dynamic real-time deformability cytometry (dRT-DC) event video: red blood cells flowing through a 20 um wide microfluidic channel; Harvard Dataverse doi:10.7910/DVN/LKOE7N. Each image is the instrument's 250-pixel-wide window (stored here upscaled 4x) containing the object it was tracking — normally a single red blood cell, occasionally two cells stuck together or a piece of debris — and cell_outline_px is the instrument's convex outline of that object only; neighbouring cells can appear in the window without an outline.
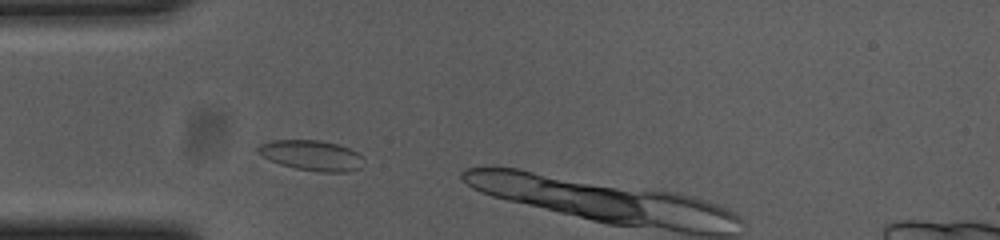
{"species": "common noctule bat (a hibernating species)", "species_latin": "Nyctalus noctula", "temperature_condition": "cold", "stored_images_in_passage": 10, "camera_frame_rate_fps": 3000, "um_per_image_px": 0.085, "animal": {"sex": "female", "body_mass_g": 23.0, "forearm_length_mm": 53.4}, "frame": {"image": 1, "passage_image": 4, "time_ms": 1.0, "image_size_px": [1000, 240], "cell_outline_px": [[360, 168], [348, 172], [320, 172], [296, 168], [280, 164], [264, 156], [256, 148], [260, 144], [272, 140], [320, 140], [336, 144], [348, 148], [356, 152], [360, 156]], "centroid_in_image_um": [26.47, 13.2], "position_along_channel_um": 58.5, "area_um2": 18.21}}
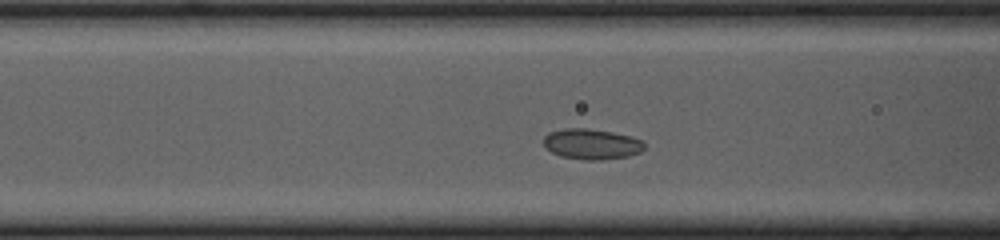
{"frame": {"image": 2, "passage_image": 9, "time_ms": 2.667, "image_size_px": [1000, 240], "cell_outline_px": [[644, 148], [640, 152], [628, 156], [600, 160], [584, 160], [560, 156], [544, 148], [544, 136], [548, 132], [564, 128], [588, 128], [612, 132], [632, 136], [644, 140]], "centroid_in_image_um": [50.28, 12.24], "position_along_channel_um": 116.3, "area_um2": 18.15}}